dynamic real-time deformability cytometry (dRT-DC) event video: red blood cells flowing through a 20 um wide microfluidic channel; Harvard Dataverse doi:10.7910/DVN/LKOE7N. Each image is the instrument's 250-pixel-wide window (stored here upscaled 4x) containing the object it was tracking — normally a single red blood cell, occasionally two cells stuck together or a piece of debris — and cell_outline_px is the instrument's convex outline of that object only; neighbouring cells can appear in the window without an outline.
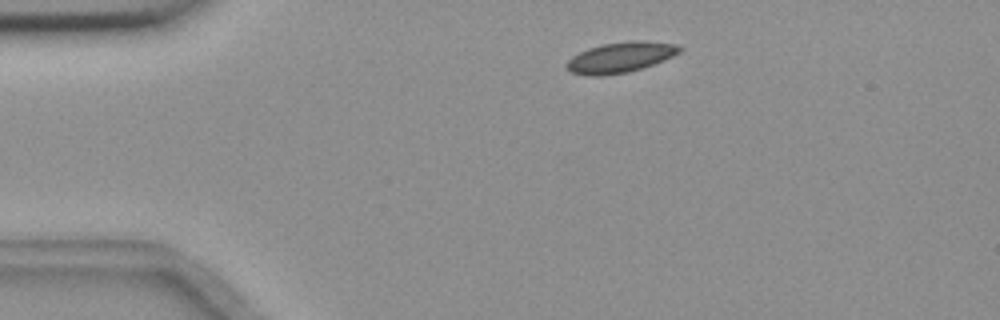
{"species": "common noctule bat (a hibernating species)", "species_latin": "Nyctalus noctula", "temperature_condition": "room temperature", "stored_images_in_passage": 50, "camera_frame_rate_fps": 3000, "um_per_image_px": 0.085, "animal": {"sex": "female", "body_mass_g": 18.4}, "frame": {"image": 1, "passage_image": 5, "time_ms": 1.333, "image_size_px": [1000, 320], "cell_outline_px": [[684, 48], [680, 52], [664, 60], [628, 72], [604, 76], [588, 76], [572, 72], [564, 64], [572, 56], [588, 48], [604, 44], [628, 40], [648, 40], [680, 44]], "centroid_in_image_um": [52.77, 4.85], "position_along_channel_um": 32.2, "area_um2": 20.29}}
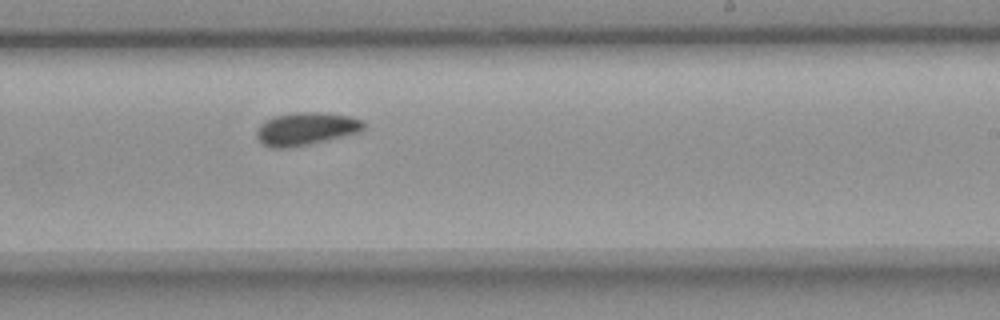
{"frame": {"image": 2, "passage_image": 28, "time_ms": 9.0, "image_size_px": [1000, 320], "cell_outline_px": [[364, 128], [360, 132], [328, 140], [288, 148], [272, 148], [264, 144], [256, 136], [256, 132], [260, 124], [264, 120], [272, 116], [292, 112], [320, 112], [348, 116], [364, 120]], "centroid_in_image_um": [26.0, 10.93], "position_along_channel_um": 263.0, "area_um2": 20.58}}
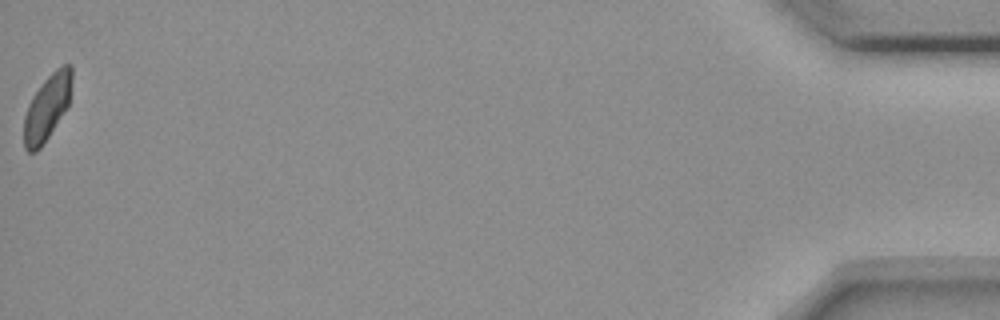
{"frame": {"image": 3, "passage_image": 50, "time_ms": 16.333, "image_size_px": [1000, 320], "cell_outline_px": [[72, 80], [68, 104], [48, 136], [40, 148], [36, 152], [28, 152], [24, 148], [24, 116], [28, 104], [32, 96], [44, 80], [60, 64], [72, 64]], "centroid_in_image_um": [3.99, 9.1], "position_along_channel_um": 431.2, "area_um2": 18.09}, "authors_computed_cell_mechanics": {"area_um2": 19.5364, "velocity_mm_per_s": 3.6311, "shape_relaxation_time_tau1_ms": 9.0459, "shape_relaxation_time_tau2_ms": null, "deformation_change_tau1": 0.104, "deformation_change_tau2": null}}